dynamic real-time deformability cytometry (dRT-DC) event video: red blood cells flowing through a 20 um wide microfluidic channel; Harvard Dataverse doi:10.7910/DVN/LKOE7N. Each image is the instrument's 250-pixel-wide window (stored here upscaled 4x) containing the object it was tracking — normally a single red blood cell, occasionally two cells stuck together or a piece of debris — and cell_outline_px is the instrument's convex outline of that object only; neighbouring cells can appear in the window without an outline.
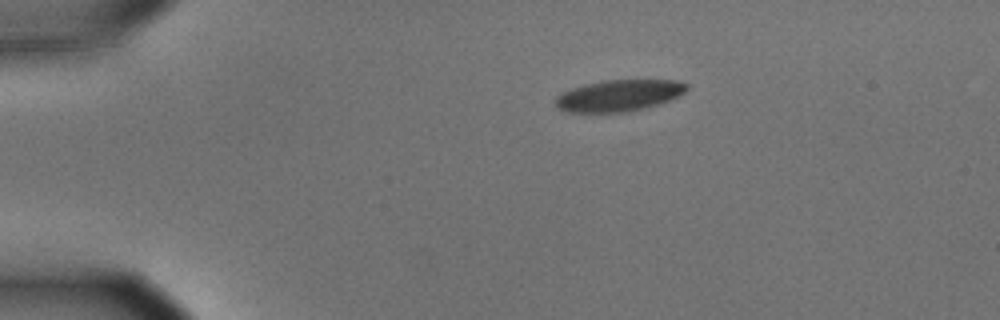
{"species": "common noctule bat (a hibernating species)", "species_latin": "Nyctalus noctula", "temperature_condition": "cold", "stored_images_in_passage": 13, "camera_frame_rate_fps": 3000, "um_per_image_px": 0.085, "animal": {"sex": "male", "body_mass_g": 15.6}, "frame": {"image": 1, "passage_image": 1, "time_ms": 0.0, "image_size_px": [1000, 320], "cell_outline_px": [[688, 88], [680, 96], [644, 108], [624, 112], [568, 112], [560, 108], [552, 100], [556, 96], [572, 88], [604, 80], [676, 80], [688, 84]], "centroid_in_image_um": [52.61, 8.11], "position_along_channel_um": 32.4, "area_um2": 23.81}}
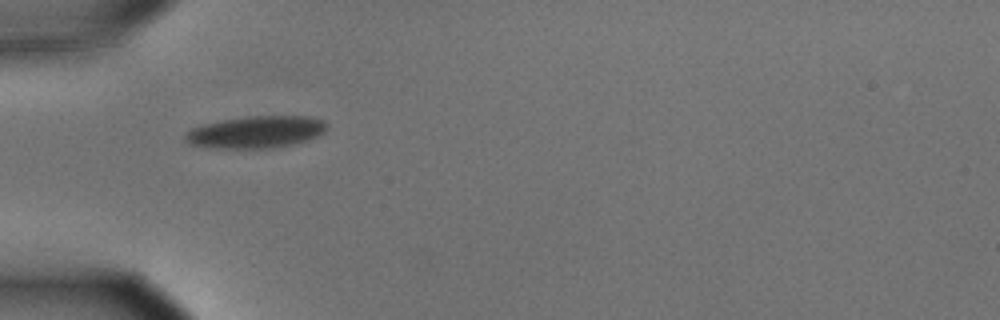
{"frame": {"image": 2, "passage_image": 8, "time_ms": 2.333, "image_size_px": [1000, 320], "cell_outline_px": [[328, 128], [320, 136], [308, 140], [292, 144], [272, 148], [208, 148], [188, 144], [184, 140], [184, 136], [192, 128], [204, 124], [224, 120], [248, 116], [308, 116], [324, 120], [328, 124]], "centroid_in_image_um": [21.79, 11.23], "position_along_channel_um": 63.2, "area_um2": 26.65}}
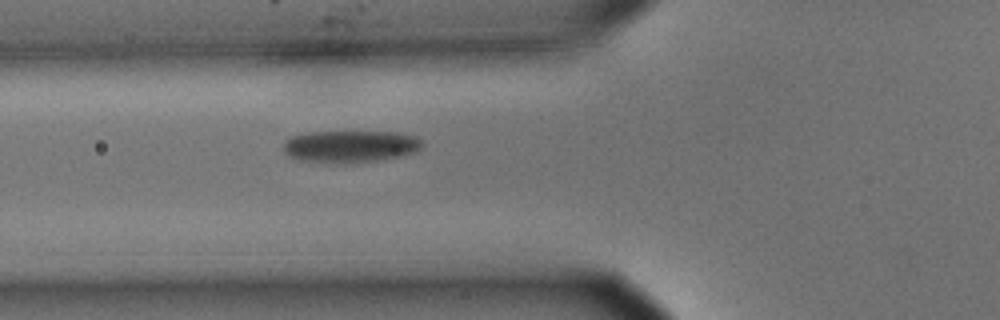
{"frame": {"image": 3, "passage_image": 11, "time_ms": 3.333, "image_size_px": [1000, 320], "cell_outline_px": [[424, 144], [416, 152], [400, 156], [380, 160], [352, 164], [300, 160], [288, 156], [284, 152], [284, 140], [292, 136], [308, 132], [396, 132], [412, 136], [420, 140]], "centroid_in_image_um": [29.76, 12.45], "position_along_channel_um": 96.0, "area_um2": 26.01}}